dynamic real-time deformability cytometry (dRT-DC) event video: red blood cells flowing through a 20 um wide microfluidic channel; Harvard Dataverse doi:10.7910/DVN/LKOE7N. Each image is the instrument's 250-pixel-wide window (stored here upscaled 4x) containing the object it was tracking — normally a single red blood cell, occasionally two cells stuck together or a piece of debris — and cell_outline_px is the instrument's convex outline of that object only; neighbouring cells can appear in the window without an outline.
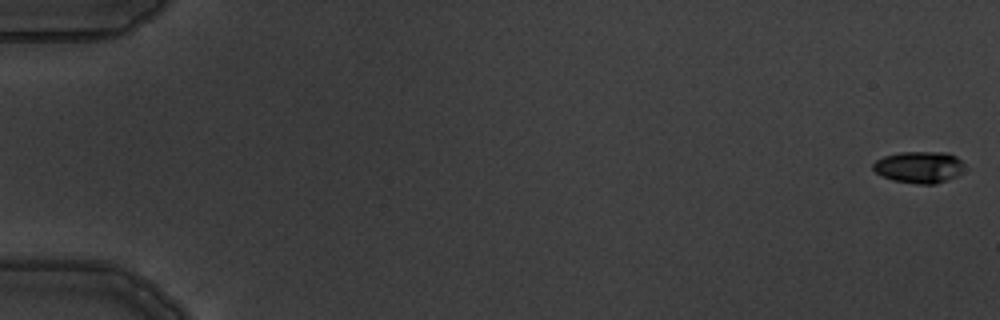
{"species": "common noctule bat (a hibernating species)", "species_latin": "Nyctalus noctula", "temperature_condition": "warm", "stored_images_in_passage": 5, "camera_frame_rate_fps": 3000, "um_per_image_px": 0.085, "animal": {"sex": "male", "body_mass_g": 19.5, "forearm_length_mm": 54.6}, "frame": {"image": 1, "passage_image": 1, "time_ms": 0.0, "image_size_px": [1000, 320], "cell_outline_px": [[964, 164], [960, 172], [956, 176], [936, 184], [916, 184], [892, 180], [876, 172], [872, 168], [872, 164], [876, 160], [884, 156], [900, 152], [948, 152], [956, 156]], "centroid_in_image_um": [78.11, 14.2], "position_along_channel_um": 6.9, "area_um2": 16.82}}
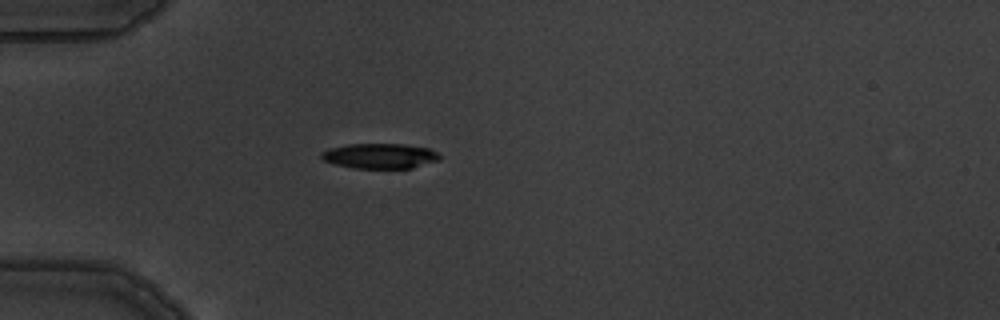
{"frame": {"image": 2, "passage_image": 5, "time_ms": 5.333, "image_size_px": [1000, 320], "cell_outline_px": [[444, 156], [440, 160], [412, 168], [352, 168], [336, 164], [324, 160], [320, 156], [320, 152], [328, 148], [348, 144], [404, 144], [428, 148]], "centroid_in_image_um": [32.31, 13.25], "position_along_channel_um": 52.7, "area_um2": 17.46}}